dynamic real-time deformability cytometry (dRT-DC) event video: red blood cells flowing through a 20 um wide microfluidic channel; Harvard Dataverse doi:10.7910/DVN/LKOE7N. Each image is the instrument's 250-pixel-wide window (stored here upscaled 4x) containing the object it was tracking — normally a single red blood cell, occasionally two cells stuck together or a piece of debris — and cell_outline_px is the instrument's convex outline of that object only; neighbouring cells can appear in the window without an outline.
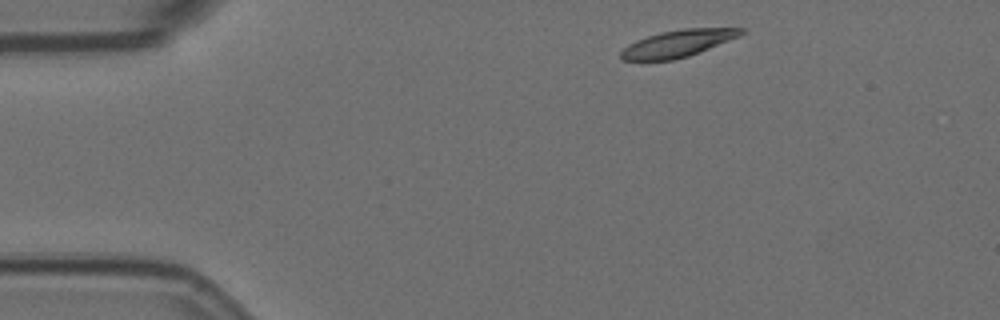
{"species": "Egyptian fruit bat (a non-hibernating species)", "species_latin": "Rousettus aegyptiacus", "temperature_condition": "room temperature", "stored_images_in_passage": 9, "camera_frame_rate_fps": 3000, "um_per_image_px": 0.085, "animal": {"sex": "female"}, "frame": {"image": 1, "passage_image": 1, "time_ms": 0.0, "image_size_px": [1000, 320], "cell_outline_px": [[744, 32], [740, 36], [688, 56], [672, 60], [620, 60], [620, 52], [628, 44], [636, 40], [660, 32], [684, 28], [744, 28]], "centroid_in_image_um": [57.59, 3.69], "position_along_channel_um": 27.4, "area_um2": 18.73}}
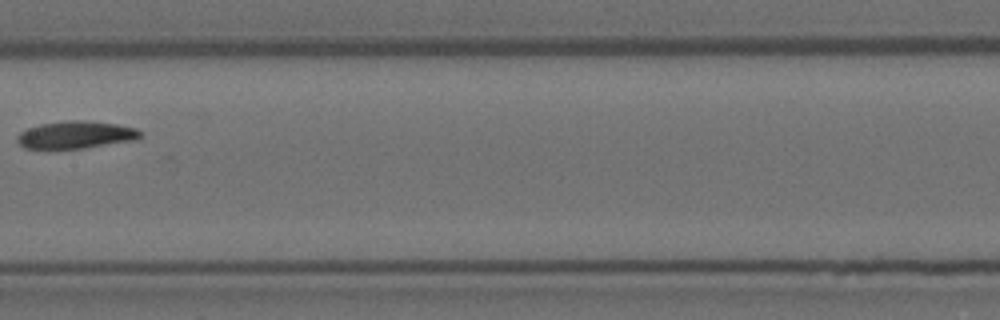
{"frame": {"image": 2, "passage_image": 6, "time_ms": 1.667, "image_size_px": [1000, 320], "cell_outline_px": [[144, 132], [136, 140], [84, 148], [24, 148], [16, 140], [16, 136], [20, 132], [28, 128], [40, 124], [64, 120], [84, 120], [116, 124], [136, 128]], "centroid_in_image_um": [6.45, 11.45], "position_along_channel_um": 200.9, "area_um2": 19.71}}
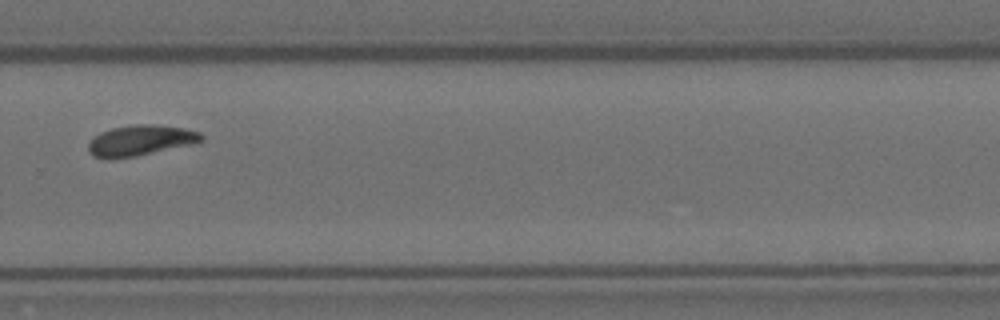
{"frame": {"image": 3, "passage_image": 9, "time_ms": 2.667, "image_size_px": [1000, 320], "cell_outline_px": [[204, 140], [188, 144], [136, 156], [108, 160], [92, 156], [88, 152], [88, 144], [100, 132], [112, 128], [136, 124], [156, 124], [184, 128], [200, 132], [204, 136]], "centroid_in_image_um": [11.9, 11.94], "position_along_channel_um": 317.9, "area_um2": 20.06}}